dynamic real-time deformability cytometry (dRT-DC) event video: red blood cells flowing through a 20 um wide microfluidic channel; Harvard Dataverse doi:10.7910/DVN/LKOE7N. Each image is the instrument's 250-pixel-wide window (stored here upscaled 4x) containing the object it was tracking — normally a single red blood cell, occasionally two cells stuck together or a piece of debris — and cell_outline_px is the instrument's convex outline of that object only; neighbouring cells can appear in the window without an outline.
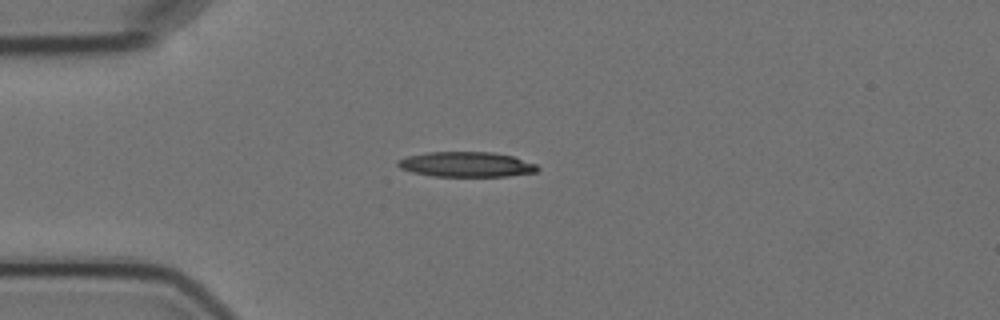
{"species": "Egyptian fruit bat (a non-hibernating species)", "species_latin": "Rousettus aegyptiacus", "temperature_condition": "cold", "stored_images_in_passage": 9, "camera_frame_rate_fps": 3000, "um_per_image_px": 0.085, "animal": {"sex": "female"}, "frame": {"image": 1, "passage_image": 4, "time_ms": 3.667, "image_size_px": [1000, 320], "cell_outline_px": [[540, 168], [536, 172], [508, 176], [432, 176], [412, 172], [400, 168], [396, 164], [396, 160], [408, 156], [428, 152], [492, 152], [512, 156], [536, 164]], "centroid_in_image_um": [39.62, 13.97], "position_along_channel_um": 45.4, "area_um2": 20.4}}
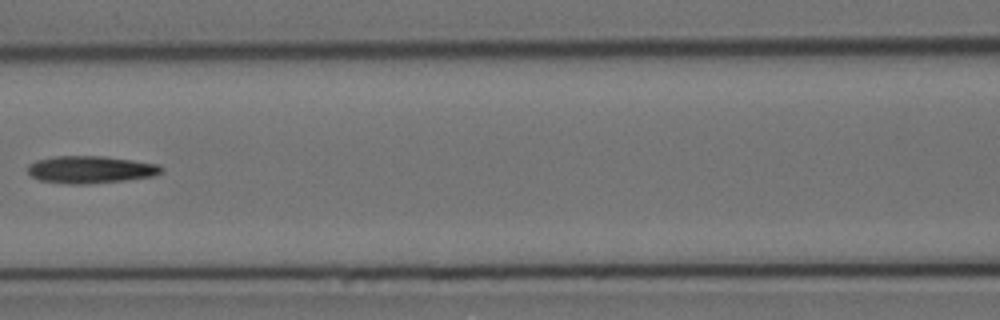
{"frame": {"image": 2, "passage_image": 7, "time_ms": 7.333, "image_size_px": [1000, 320], "cell_outline_px": [[164, 172], [152, 176], [124, 180], [84, 184], [68, 184], [40, 180], [32, 176], [28, 172], [28, 164], [36, 160], [56, 156], [104, 156], [160, 164], [164, 168]], "centroid_in_image_um": [7.72, 14.4], "position_along_channel_um": 158.9, "area_um2": 21.27}}
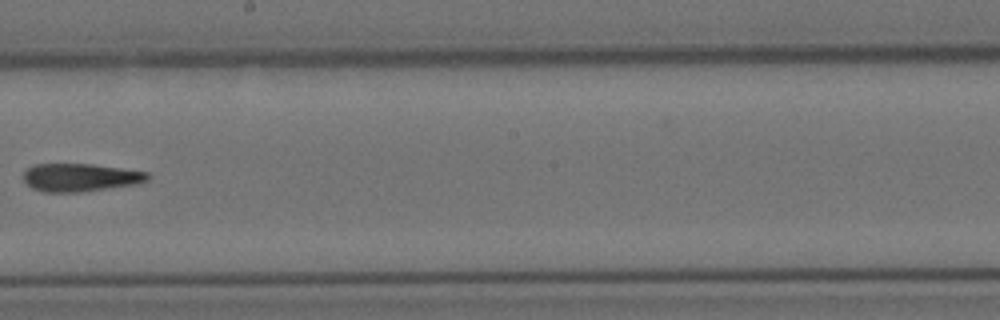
{"frame": {"image": 3, "passage_image": 9, "time_ms": 9.667, "image_size_px": [1000, 320], "cell_outline_px": [[148, 180], [136, 184], [80, 192], [44, 192], [32, 188], [24, 180], [24, 172], [32, 164], [92, 164], [148, 172]], "centroid_in_image_um": [6.8, 15.08], "position_along_channel_um": 241.4, "area_um2": 20.11}}